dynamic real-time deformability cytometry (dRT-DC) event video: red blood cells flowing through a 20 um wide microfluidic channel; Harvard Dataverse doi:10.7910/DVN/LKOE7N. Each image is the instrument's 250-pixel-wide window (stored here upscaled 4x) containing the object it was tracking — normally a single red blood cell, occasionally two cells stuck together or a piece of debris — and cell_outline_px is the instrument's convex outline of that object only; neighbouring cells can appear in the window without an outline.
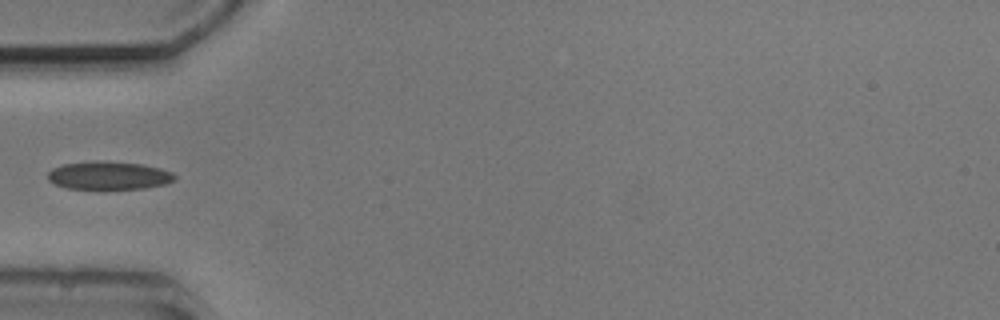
{"species": "common noctule bat (a hibernating species)", "species_latin": "Nyctalus noctula", "temperature_condition": "cold", "stored_images_in_passage": 5, "camera_frame_rate_fps": 3000, "um_per_image_px": 0.085, "animal": {"sex": "male", "body_mass_g": 20.5, "forearm_length_mm": 52.5}, "frame": {"image": 1, "passage_image": 5, "time_ms": 4.667, "image_size_px": [1000, 320], "cell_outline_px": [[176, 180], [164, 184], [144, 188], [68, 188], [56, 184], [48, 180], [48, 172], [52, 168], [64, 164], [104, 160], [140, 164], [160, 168], [172, 172], [176, 176]], "centroid_in_image_um": [9.26, 14.9], "position_along_channel_um": 75.7, "area_um2": 20.52}}